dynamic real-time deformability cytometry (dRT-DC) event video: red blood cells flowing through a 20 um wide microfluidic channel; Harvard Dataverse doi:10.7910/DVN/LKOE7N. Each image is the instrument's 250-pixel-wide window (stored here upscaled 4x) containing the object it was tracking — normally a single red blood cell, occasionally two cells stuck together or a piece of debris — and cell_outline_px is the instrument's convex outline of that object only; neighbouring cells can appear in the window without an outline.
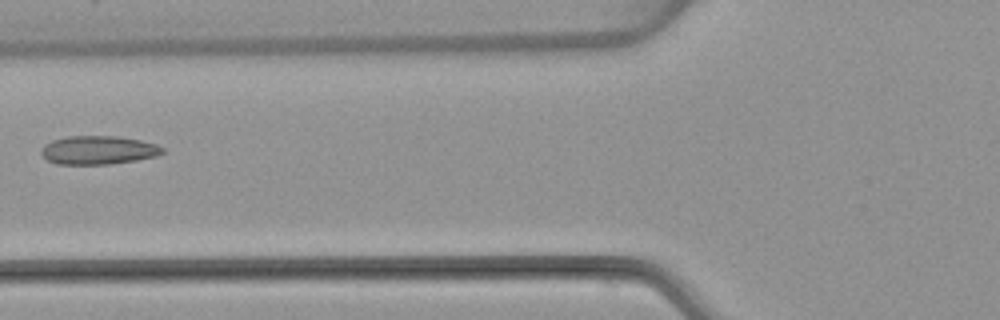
{"species": "common noctule bat (a hibernating species)", "species_latin": "Nyctalus noctula", "temperature_condition": "warm", "stored_images_in_passage": 5, "camera_frame_rate_fps": 3000, "um_per_image_px": 0.085, "animal": {"sex": "female", "body_mass_g": 22.7, "forearm_length_mm": 54.2}, "frame": {"image": 1, "passage_image": 5, "time_ms": 4.667, "image_size_px": [1000, 320], "cell_outline_px": [[164, 152], [156, 156], [136, 160], [108, 164], [56, 164], [48, 160], [40, 152], [40, 148], [44, 144], [52, 140], [68, 136], [116, 136], [140, 140], [156, 144], [164, 148]], "centroid_in_image_um": [8.33, 12.75], "position_along_channel_um": 117.5, "area_um2": 20.17}}